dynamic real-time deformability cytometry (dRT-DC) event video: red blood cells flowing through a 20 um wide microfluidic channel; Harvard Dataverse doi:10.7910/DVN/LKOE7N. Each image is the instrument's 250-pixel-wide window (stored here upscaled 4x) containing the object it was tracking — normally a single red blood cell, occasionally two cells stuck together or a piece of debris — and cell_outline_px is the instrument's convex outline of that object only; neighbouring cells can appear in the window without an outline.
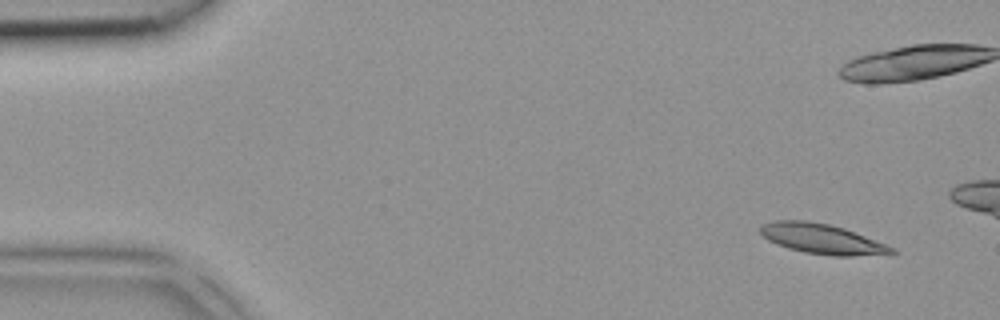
{"species": "common noctule bat (a hibernating species)", "species_latin": "Nyctalus noctula", "temperature_condition": "room temperature", "stored_images_in_passage": 5, "camera_frame_rate_fps": 3000, "um_per_image_px": 0.085, "animal": {"sex": "female", "body_mass_g": 18.4}, "frame": {"image": 1, "passage_image": 1, "time_ms": 0.0, "image_size_px": [1000, 320], "cell_outline_px": [[896, 252], [852, 256], [832, 256], [804, 252], [788, 248], [776, 244], [768, 240], [760, 232], [760, 228], [764, 224], [776, 220], [804, 220], [828, 224], [844, 228], [896, 248]], "centroid_in_image_um": [69.84, 20.3], "position_along_channel_um": 15.2, "area_um2": 22.66}}